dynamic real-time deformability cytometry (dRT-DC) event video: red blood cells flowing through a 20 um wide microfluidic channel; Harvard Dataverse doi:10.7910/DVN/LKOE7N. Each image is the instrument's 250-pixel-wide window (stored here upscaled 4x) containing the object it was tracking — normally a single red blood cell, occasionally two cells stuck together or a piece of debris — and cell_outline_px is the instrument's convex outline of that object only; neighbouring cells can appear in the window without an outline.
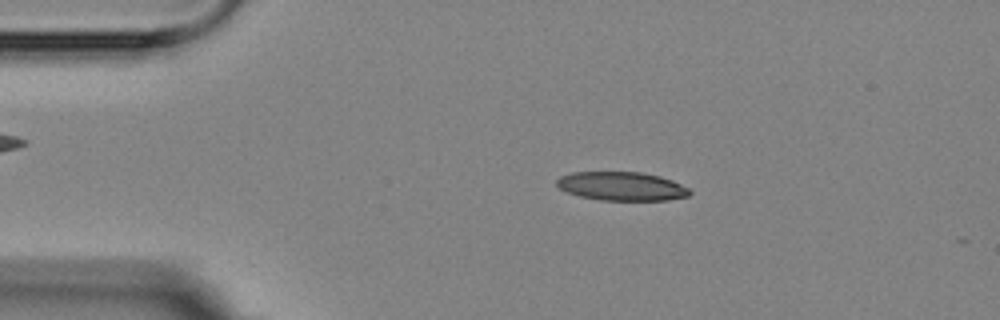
{"species": "Egyptian fruit bat (a non-hibernating species)", "species_latin": "Rousettus aegyptiacus", "temperature_condition": "room temperature", "stored_images_in_passage": 16, "camera_frame_rate_fps": 3000, "um_per_image_px": 0.085, "animal": {"sex": "female"}, "frame": {"image": 1, "passage_image": 3, "time_ms": 2.333, "image_size_px": [1000, 320], "cell_outline_px": [[692, 192], [688, 196], [668, 200], [600, 200], [580, 196], [568, 192], [560, 188], [556, 184], [556, 180], [560, 176], [572, 172], [640, 172], [660, 176], [672, 180], [688, 188]], "centroid_in_image_um": [52.84, 15.83], "position_along_channel_um": 32.2, "area_um2": 22.2}}
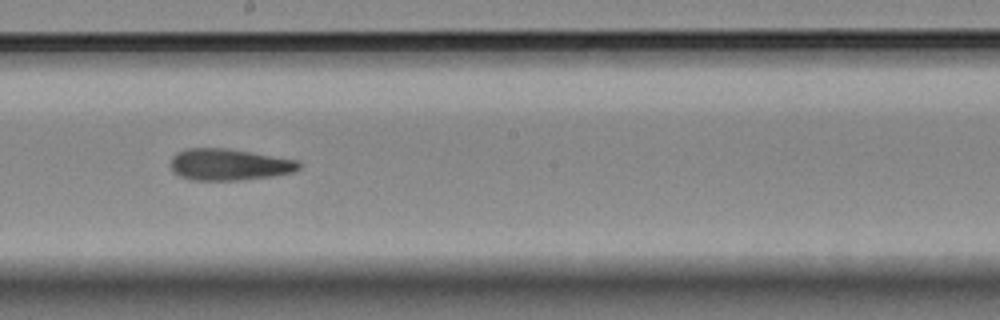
{"frame": {"image": 2, "passage_image": 9, "time_ms": 9.0, "image_size_px": [1000, 320], "cell_outline_px": [[300, 168], [296, 172], [272, 176], [240, 180], [192, 180], [180, 176], [172, 172], [172, 156], [176, 152], [188, 148], [224, 148], [300, 160]], "centroid_in_image_um": [19.49, 13.99], "position_along_channel_um": 228.7, "area_um2": 23.64}}
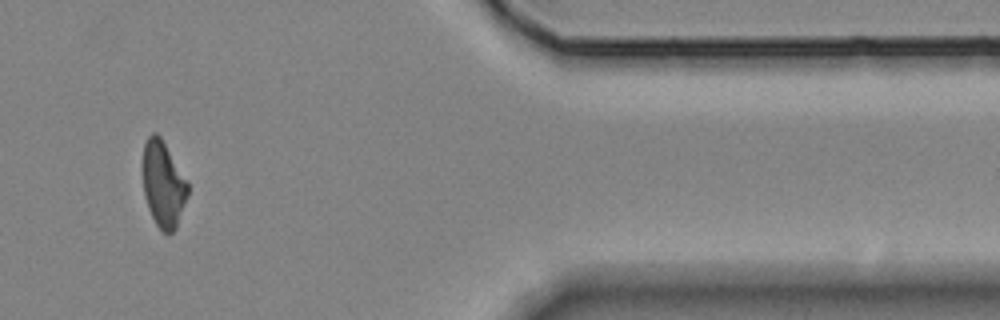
{"frame": {"image": 3, "passage_image": 14, "time_ms": 14.667, "image_size_px": [1000, 320], "cell_outline_px": [[188, 196], [176, 228], [168, 236], [156, 224], [148, 208], [144, 196], [140, 168], [144, 144], [148, 136], [152, 132], [156, 132], [160, 136], [188, 180]], "centroid_in_image_um": [13.85, 15.63], "position_along_channel_um": 397.6, "area_um2": 23.24}}